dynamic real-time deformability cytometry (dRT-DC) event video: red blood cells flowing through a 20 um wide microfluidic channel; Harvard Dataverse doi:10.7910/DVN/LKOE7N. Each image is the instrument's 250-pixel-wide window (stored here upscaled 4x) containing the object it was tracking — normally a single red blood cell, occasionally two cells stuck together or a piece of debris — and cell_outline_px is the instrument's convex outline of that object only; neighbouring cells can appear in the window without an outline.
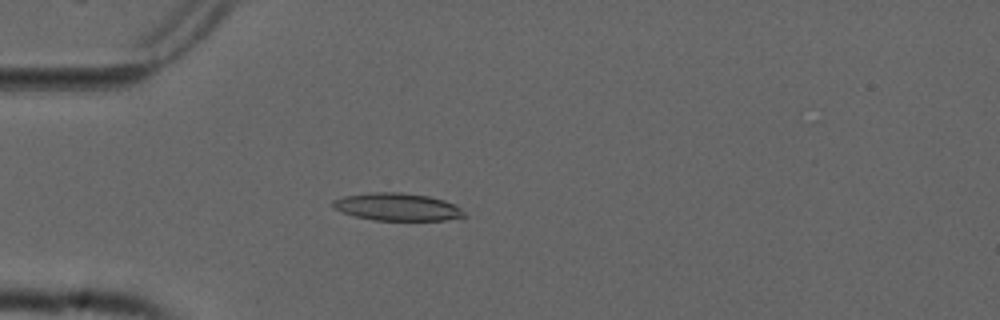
{"species": "common noctule bat (a hibernating species)", "species_latin": "Nyctalus noctula", "temperature_condition": "cold", "stored_images_in_passage": 55, "camera_frame_rate_fps": 3000, "um_per_image_px": 0.085, "animal": {"sex": "male", "forearm_length_mm": 52.5}, "frame": {"image": 1, "passage_image": 16, "time_ms": 5.0, "image_size_px": [1000, 320], "cell_outline_px": [[468, 216], [444, 220], [372, 220], [356, 216], [332, 208], [332, 200], [344, 196], [372, 192], [400, 192], [428, 196], [444, 200], [460, 208]], "centroid_in_image_um": [33.75, 17.58], "position_along_channel_um": 51.2, "area_um2": 20.98}}
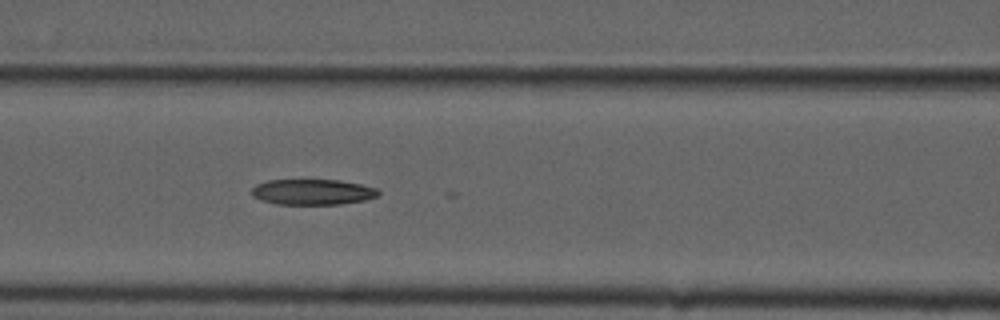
{"frame": {"image": 2, "passage_image": 24, "time_ms": 7.667, "image_size_px": [1000, 320], "cell_outline_px": [[380, 196], [364, 200], [340, 204], [276, 204], [260, 200], [252, 196], [252, 188], [256, 184], [268, 180], [340, 180], [360, 184], [376, 188], [380, 192]], "centroid_in_image_um": [26.57, 16.32], "position_along_channel_um": 140.0, "area_um2": 18.96}}
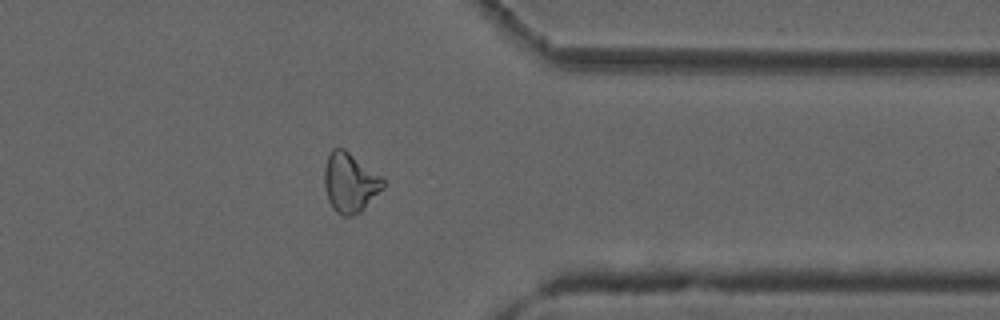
{"frame": {"image": 3, "passage_image": 44, "time_ms": 14.333, "image_size_px": [1000, 320], "cell_outline_px": [[384, 188], [360, 212], [352, 216], [340, 216], [332, 208], [328, 200], [324, 188], [324, 168], [328, 156], [332, 148], [344, 148], [380, 176], [384, 180]], "centroid_in_image_um": [29.72, 15.54], "position_along_channel_um": 381.7, "area_um2": 20.35}}